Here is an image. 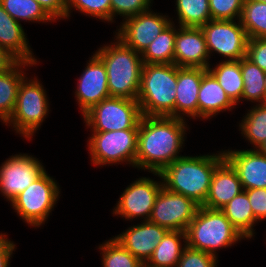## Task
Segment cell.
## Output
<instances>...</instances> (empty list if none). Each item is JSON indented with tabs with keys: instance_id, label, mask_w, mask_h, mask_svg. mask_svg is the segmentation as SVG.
Returning a JSON list of instances; mask_svg holds the SVG:
<instances>
[{
	"instance_id": "1",
	"label": "cell",
	"mask_w": 266,
	"mask_h": 267,
	"mask_svg": "<svg viewBox=\"0 0 266 267\" xmlns=\"http://www.w3.org/2000/svg\"><path fill=\"white\" fill-rule=\"evenodd\" d=\"M187 121L175 117L142 116L139 122L135 168L160 173L174 160L183 157Z\"/></svg>"
},
{
	"instance_id": "2",
	"label": "cell",
	"mask_w": 266,
	"mask_h": 267,
	"mask_svg": "<svg viewBox=\"0 0 266 267\" xmlns=\"http://www.w3.org/2000/svg\"><path fill=\"white\" fill-rule=\"evenodd\" d=\"M223 150L200 156H183L161 172L163 187L191 198L202 206L206 200L215 168L224 160Z\"/></svg>"
},
{
	"instance_id": "3",
	"label": "cell",
	"mask_w": 266,
	"mask_h": 267,
	"mask_svg": "<svg viewBox=\"0 0 266 267\" xmlns=\"http://www.w3.org/2000/svg\"><path fill=\"white\" fill-rule=\"evenodd\" d=\"M113 41L95 52L105 65L110 97L137 100L144 65L141 54L116 35Z\"/></svg>"
},
{
	"instance_id": "4",
	"label": "cell",
	"mask_w": 266,
	"mask_h": 267,
	"mask_svg": "<svg viewBox=\"0 0 266 267\" xmlns=\"http://www.w3.org/2000/svg\"><path fill=\"white\" fill-rule=\"evenodd\" d=\"M177 66L144 64L137 101L143 116L175 117Z\"/></svg>"
},
{
	"instance_id": "5",
	"label": "cell",
	"mask_w": 266,
	"mask_h": 267,
	"mask_svg": "<svg viewBox=\"0 0 266 267\" xmlns=\"http://www.w3.org/2000/svg\"><path fill=\"white\" fill-rule=\"evenodd\" d=\"M187 246L215 257L218 250L245 239L220 209L200 206L187 230Z\"/></svg>"
},
{
	"instance_id": "6",
	"label": "cell",
	"mask_w": 266,
	"mask_h": 267,
	"mask_svg": "<svg viewBox=\"0 0 266 267\" xmlns=\"http://www.w3.org/2000/svg\"><path fill=\"white\" fill-rule=\"evenodd\" d=\"M32 78L21 81L13 113L4 123L30 141L50 111L46 89L36 76Z\"/></svg>"
},
{
	"instance_id": "7",
	"label": "cell",
	"mask_w": 266,
	"mask_h": 267,
	"mask_svg": "<svg viewBox=\"0 0 266 267\" xmlns=\"http://www.w3.org/2000/svg\"><path fill=\"white\" fill-rule=\"evenodd\" d=\"M58 185L57 181L45 171L21 192L10 205L22 221L39 228L45 224L58 203L61 192Z\"/></svg>"
},
{
	"instance_id": "8",
	"label": "cell",
	"mask_w": 266,
	"mask_h": 267,
	"mask_svg": "<svg viewBox=\"0 0 266 267\" xmlns=\"http://www.w3.org/2000/svg\"><path fill=\"white\" fill-rule=\"evenodd\" d=\"M142 116L137 100L109 97L94 105L82 119L90 132H108L139 129Z\"/></svg>"
},
{
	"instance_id": "9",
	"label": "cell",
	"mask_w": 266,
	"mask_h": 267,
	"mask_svg": "<svg viewBox=\"0 0 266 267\" xmlns=\"http://www.w3.org/2000/svg\"><path fill=\"white\" fill-rule=\"evenodd\" d=\"M139 129L92 132L87 147L90 161L96 166L129 164L135 167Z\"/></svg>"
},
{
	"instance_id": "10",
	"label": "cell",
	"mask_w": 266,
	"mask_h": 267,
	"mask_svg": "<svg viewBox=\"0 0 266 267\" xmlns=\"http://www.w3.org/2000/svg\"><path fill=\"white\" fill-rule=\"evenodd\" d=\"M201 29L210 56L218 53L225 58L224 61L240 60L246 56L249 38L240 20L211 19Z\"/></svg>"
},
{
	"instance_id": "11",
	"label": "cell",
	"mask_w": 266,
	"mask_h": 267,
	"mask_svg": "<svg viewBox=\"0 0 266 267\" xmlns=\"http://www.w3.org/2000/svg\"><path fill=\"white\" fill-rule=\"evenodd\" d=\"M161 181H155L150 177H141L128 185L119 197V201L113 209L114 216H120L125 220L148 221L154 206L156 196L163 186L160 173H152Z\"/></svg>"
},
{
	"instance_id": "12",
	"label": "cell",
	"mask_w": 266,
	"mask_h": 267,
	"mask_svg": "<svg viewBox=\"0 0 266 267\" xmlns=\"http://www.w3.org/2000/svg\"><path fill=\"white\" fill-rule=\"evenodd\" d=\"M199 207L200 205L191 198L162 186L148 221L171 231L186 232Z\"/></svg>"
},
{
	"instance_id": "13",
	"label": "cell",
	"mask_w": 266,
	"mask_h": 267,
	"mask_svg": "<svg viewBox=\"0 0 266 267\" xmlns=\"http://www.w3.org/2000/svg\"><path fill=\"white\" fill-rule=\"evenodd\" d=\"M0 166V193L10 203L46 170L27 153L9 156Z\"/></svg>"
},
{
	"instance_id": "14",
	"label": "cell",
	"mask_w": 266,
	"mask_h": 267,
	"mask_svg": "<svg viewBox=\"0 0 266 267\" xmlns=\"http://www.w3.org/2000/svg\"><path fill=\"white\" fill-rule=\"evenodd\" d=\"M173 18L149 9L121 22L115 35L135 52L142 54Z\"/></svg>"
},
{
	"instance_id": "15",
	"label": "cell",
	"mask_w": 266,
	"mask_h": 267,
	"mask_svg": "<svg viewBox=\"0 0 266 267\" xmlns=\"http://www.w3.org/2000/svg\"><path fill=\"white\" fill-rule=\"evenodd\" d=\"M74 95L82 116L94 105L110 97L105 65L95 53L79 76Z\"/></svg>"
},
{
	"instance_id": "16",
	"label": "cell",
	"mask_w": 266,
	"mask_h": 267,
	"mask_svg": "<svg viewBox=\"0 0 266 267\" xmlns=\"http://www.w3.org/2000/svg\"><path fill=\"white\" fill-rule=\"evenodd\" d=\"M210 55L201 27L177 25L174 44V64L178 67L208 69Z\"/></svg>"
},
{
	"instance_id": "17",
	"label": "cell",
	"mask_w": 266,
	"mask_h": 267,
	"mask_svg": "<svg viewBox=\"0 0 266 267\" xmlns=\"http://www.w3.org/2000/svg\"><path fill=\"white\" fill-rule=\"evenodd\" d=\"M168 231L167 228L158 224L142 221L113 238L142 263H147Z\"/></svg>"
},
{
	"instance_id": "18",
	"label": "cell",
	"mask_w": 266,
	"mask_h": 267,
	"mask_svg": "<svg viewBox=\"0 0 266 267\" xmlns=\"http://www.w3.org/2000/svg\"><path fill=\"white\" fill-rule=\"evenodd\" d=\"M224 158L238 174L243 190L266 188V155L258 149L223 150Z\"/></svg>"
},
{
	"instance_id": "19",
	"label": "cell",
	"mask_w": 266,
	"mask_h": 267,
	"mask_svg": "<svg viewBox=\"0 0 266 267\" xmlns=\"http://www.w3.org/2000/svg\"><path fill=\"white\" fill-rule=\"evenodd\" d=\"M207 70L177 66L175 118L198 119V92L202 76Z\"/></svg>"
},
{
	"instance_id": "20",
	"label": "cell",
	"mask_w": 266,
	"mask_h": 267,
	"mask_svg": "<svg viewBox=\"0 0 266 267\" xmlns=\"http://www.w3.org/2000/svg\"><path fill=\"white\" fill-rule=\"evenodd\" d=\"M243 191L241 181L232 165L224 159L213 173L209 191L203 207L221 209Z\"/></svg>"
},
{
	"instance_id": "21",
	"label": "cell",
	"mask_w": 266,
	"mask_h": 267,
	"mask_svg": "<svg viewBox=\"0 0 266 267\" xmlns=\"http://www.w3.org/2000/svg\"><path fill=\"white\" fill-rule=\"evenodd\" d=\"M22 25L12 18L0 4V47L8 51L18 61L37 65L27 34ZM31 48V49H30Z\"/></svg>"
},
{
	"instance_id": "22",
	"label": "cell",
	"mask_w": 266,
	"mask_h": 267,
	"mask_svg": "<svg viewBox=\"0 0 266 267\" xmlns=\"http://www.w3.org/2000/svg\"><path fill=\"white\" fill-rule=\"evenodd\" d=\"M235 106L214 75L207 70L202 76L198 92V118L208 120L220 112L233 110Z\"/></svg>"
},
{
	"instance_id": "23",
	"label": "cell",
	"mask_w": 266,
	"mask_h": 267,
	"mask_svg": "<svg viewBox=\"0 0 266 267\" xmlns=\"http://www.w3.org/2000/svg\"><path fill=\"white\" fill-rule=\"evenodd\" d=\"M28 66L36 65L17 61L9 70L0 74V120L3 124L13 113L21 81L27 76L24 71Z\"/></svg>"
},
{
	"instance_id": "24",
	"label": "cell",
	"mask_w": 266,
	"mask_h": 267,
	"mask_svg": "<svg viewBox=\"0 0 266 267\" xmlns=\"http://www.w3.org/2000/svg\"><path fill=\"white\" fill-rule=\"evenodd\" d=\"M231 224L246 238L250 240L255 237V219L248 195L243 190L237 196L233 197L229 203L220 209Z\"/></svg>"
},
{
	"instance_id": "25",
	"label": "cell",
	"mask_w": 266,
	"mask_h": 267,
	"mask_svg": "<svg viewBox=\"0 0 266 267\" xmlns=\"http://www.w3.org/2000/svg\"><path fill=\"white\" fill-rule=\"evenodd\" d=\"M186 247V232L169 230L156 246L147 264L151 267H176Z\"/></svg>"
},
{
	"instance_id": "26",
	"label": "cell",
	"mask_w": 266,
	"mask_h": 267,
	"mask_svg": "<svg viewBox=\"0 0 266 267\" xmlns=\"http://www.w3.org/2000/svg\"><path fill=\"white\" fill-rule=\"evenodd\" d=\"M208 70L214 75L219 85L236 105L240 101L242 102L244 84L241 73V59L235 61L221 60L214 67L210 65Z\"/></svg>"
},
{
	"instance_id": "27",
	"label": "cell",
	"mask_w": 266,
	"mask_h": 267,
	"mask_svg": "<svg viewBox=\"0 0 266 267\" xmlns=\"http://www.w3.org/2000/svg\"><path fill=\"white\" fill-rule=\"evenodd\" d=\"M241 73L243 78L242 101H250L255 104H266L265 74L246 56L241 59Z\"/></svg>"
},
{
	"instance_id": "28",
	"label": "cell",
	"mask_w": 266,
	"mask_h": 267,
	"mask_svg": "<svg viewBox=\"0 0 266 267\" xmlns=\"http://www.w3.org/2000/svg\"><path fill=\"white\" fill-rule=\"evenodd\" d=\"M175 23L172 21L141 54L144 64H174Z\"/></svg>"
},
{
	"instance_id": "29",
	"label": "cell",
	"mask_w": 266,
	"mask_h": 267,
	"mask_svg": "<svg viewBox=\"0 0 266 267\" xmlns=\"http://www.w3.org/2000/svg\"><path fill=\"white\" fill-rule=\"evenodd\" d=\"M239 129L245 140L258 149L266 141V104L253 105L243 116Z\"/></svg>"
},
{
	"instance_id": "30",
	"label": "cell",
	"mask_w": 266,
	"mask_h": 267,
	"mask_svg": "<svg viewBox=\"0 0 266 267\" xmlns=\"http://www.w3.org/2000/svg\"><path fill=\"white\" fill-rule=\"evenodd\" d=\"M5 11L21 24L25 22L48 23L56 22L41 6L34 0H0Z\"/></svg>"
},
{
	"instance_id": "31",
	"label": "cell",
	"mask_w": 266,
	"mask_h": 267,
	"mask_svg": "<svg viewBox=\"0 0 266 267\" xmlns=\"http://www.w3.org/2000/svg\"><path fill=\"white\" fill-rule=\"evenodd\" d=\"M178 26L202 27L211 20L209 0H176Z\"/></svg>"
},
{
	"instance_id": "32",
	"label": "cell",
	"mask_w": 266,
	"mask_h": 267,
	"mask_svg": "<svg viewBox=\"0 0 266 267\" xmlns=\"http://www.w3.org/2000/svg\"><path fill=\"white\" fill-rule=\"evenodd\" d=\"M240 22L248 38H266V2L244 0Z\"/></svg>"
},
{
	"instance_id": "33",
	"label": "cell",
	"mask_w": 266,
	"mask_h": 267,
	"mask_svg": "<svg viewBox=\"0 0 266 267\" xmlns=\"http://www.w3.org/2000/svg\"><path fill=\"white\" fill-rule=\"evenodd\" d=\"M99 245L102 267H141L143 264L114 238Z\"/></svg>"
},
{
	"instance_id": "34",
	"label": "cell",
	"mask_w": 266,
	"mask_h": 267,
	"mask_svg": "<svg viewBox=\"0 0 266 267\" xmlns=\"http://www.w3.org/2000/svg\"><path fill=\"white\" fill-rule=\"evenodd\" d=\"M71 8L83 15L111 23V0H67L66 19L73 12Z\"/></svg>"
},
{
	"instance_id": "35",
	"label": "cell",
	"mask_w": 266,
	"mask_h": 267,
	"mask_svg": "<svg viewBox=\"0 0 266 267\" xmlns=\"http://www.w3.org/2000/svg\"><path fill=\"white\" fill-rule=\"evenodd\" d=\"M244 0H209L212 20H240Z\"/></svg>"
},
{
	"instance_id": "36",
	"label": "cell",
	"mask_w": 266,
	"mask_h": 267,
	"mask_svg": "<svg viewBox=\"0 0 266 267\" xmlns=\"http://www.w3.org/2000/svg\"><path fill=\"white\" fill-rule=\"evenodd\" d=\"M153 0H111V23L115 22L116 16L125 19L145 12L153 5Z\"/></svg>"
},
{
	"instance_id": "37",
	"label": "cell",
	"mask_w": 266,
	"mask_h": 267,
	"mask_svg": "<svg viewBox=\"0 0 266 267\" xmlns=\"http://www.w3.org/2000/svg\"><path fill=\"white\" fill-rule=\"evenodd\" d=\"M218 257L186 247L176 267H217Z\"/></svg>"
},
{
	"instance_id": "38",
	"label": "cell",
	"mask_w": 266,
	"mask_h": 267,
	"mask_svg": "<svg viewBox=\"0 0 266 267\" xmlns=\"http://www.w3.org/2000/svg\"><path fill=\"white\" fill-rule=\"evenodd\" d=\"M246 57L266 71V38L249 39Z\"/></svg>"
},
{
	"instance_id": "39",
	"label": "cell",
	"mask_w": 266,
	"mask_h": 267,
	"mask_svg": "<svg viewBox=\"0 0 266 267\" xmlns=\"http://www.w3.org/2000/svg\"><path fill=\"white\" fill-rule=\"evenodd\" d=\"M257 221L266 219V188H255L245 190Z\"/></svg>"
},
{
	"instance_id": "40",
	"label": "cell",
	"mask_w": 266,
	"mask_h": 267,
	"mask_svg": "<svg viewBox=\"0 0 266 267\" xmlns=\"http://www.w3.org/2000/svg\"><path fill=\"white\" fill-rule=\"evenodd\" d=\"M55 20L66 19L67 0H34Z\"/></svg>"
},
{
	"instance_id": "41",
	"label": "cell",
	"mask_w": 266,
	"mask_h": 267,
	"mask_svg": "<svg viewBox=\"0 0 266 267\" xmlns=\"http://www.w3.org/2000/svg\"><path fill=\"white\" fill-rule=\"evenodd\" d=\"M16 244L8 239L7 235L0 233V267H9Z\"/></svg>"
},
{
	"instance_id": "42",
	"label": "cell",
	"mask_w": 266,
	"mask_h": 267,
	"mask_svg": "<svg viewBox=\"0 0 266 267\" xmlns=\"http://www.w3.org/2000/svg\"><path fill=\"white\" fill-rule=\"evenodd\" d=\"M18 60L0 47V74L9 70Z\"/></svg>"
},
{
	"instance_id": "43",
	"label": "cell",
	"mask_w": 266,
	"mask_h": 267,
	"mask_svg": "<svg viewBox=\"0 0 266 267\" xmlns=\"http://www.w3.org/2000/svg\"><path fill=\"white\" fill-rule=\"evenodd\" d=\"M258 150H259L262 154L266 155V141H265L263 144L260 145V147L258 148Z\"/></svg>"
},
{
	"instance_id": "44",
	"label": "cell",
	"mask_w": 266,
	"mask_h": 267,
	"mask_svg": "<svg viewBox=\"0 0 266 267\" xmlns=\"http://www.w3.org/2000/svg\"><path fill=\"white\" fill-rule=\"evenodd\" d=\"M141 267H151V266H149L147 263H143V264L141 265Z\"/></svg>"
},
{
	"instance_id": "45",
	"label": "cell",
	"mask_w": 266,
	"mask_h": 267,
	"mask_svg": "<svg viewBox=\"0 0 266 267\" xmlns=\"http://www.w3.org/2000/svg\"><path fill=\"white\" fill-rule=\"evenodd\" d=\"M254 1H258V2H266V0H254Z\"/></svg>"
},
{
	"instance_id": "46",
	"label": "cell",
	"mask_w": 266,
	"mask_h": 267,
	"mask_svg": "<svg viewBox=\"0 0 266 267\" xmlns=\"http://www.w3.org/2000/svg\"><path fill=\"white\" fill-rule=\"evenodd\" d=\"M265 94H266V74H265Z\"/></svg>"
}]
</instances>
